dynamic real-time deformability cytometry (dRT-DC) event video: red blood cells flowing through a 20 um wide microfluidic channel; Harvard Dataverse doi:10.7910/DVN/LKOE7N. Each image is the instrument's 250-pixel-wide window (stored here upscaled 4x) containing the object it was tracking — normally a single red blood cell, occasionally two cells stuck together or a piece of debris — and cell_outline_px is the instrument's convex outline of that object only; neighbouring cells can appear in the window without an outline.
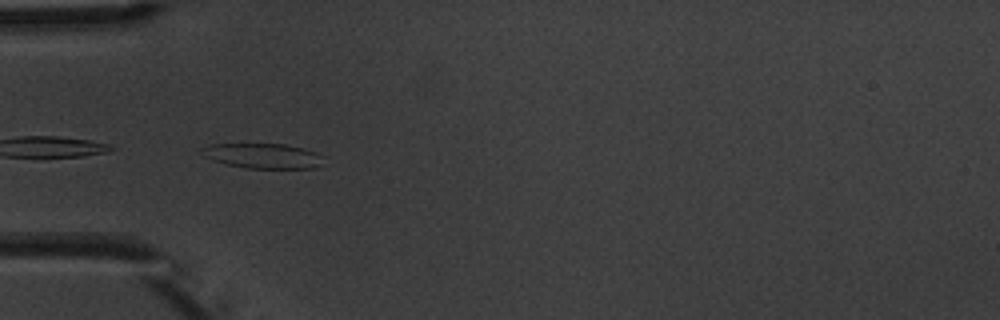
{"species": "common noctule bat (a hibernating species)", "species_latin": "Nyctalus noctula", "temperature_condition": "warm", "stored_images_in_passage": 3, "camera_frame_rate_fps": 3000, "um_per_image_px": 0.085, "animal": {"sex": "male", "body_mass_g": 20.1, "forearm_length_mm": 53.5}, "frame": {"image": 1, "passage_image": 1, "time_ms": 0.0, "image_size_px": [1000, 320], "cell_outline_px": [[324, 156], [320, 164], [316, 168], [244, 168], [224, 164], [212, 160], [204, 156], [200, 148], [208, 144], [284, 144], [304, 148], [316, 152]], "centroid_in_image_um": [22.33, 13.25], "position_along_channel_um": 62.7, "area_um2": 17.86}}
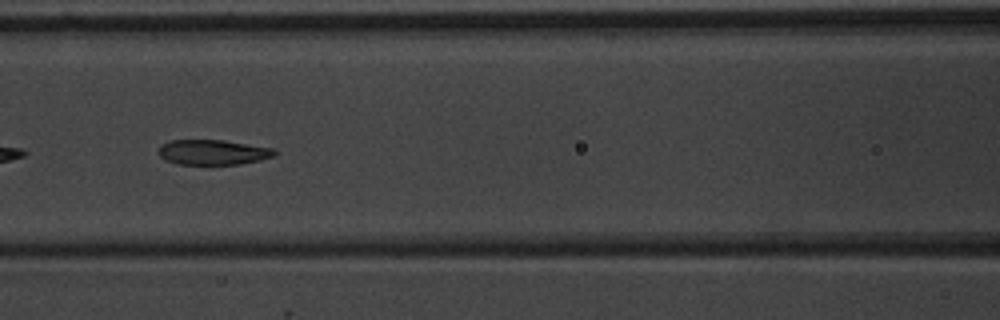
{"frame": {"image": 2, "passage_image": 3, "time_ms": 2.333, "image_size_px": [1000, 320], "cell_outline_px": [[276, 156], [260, 160], [240, 164], [180, 164], [164, 160], [160, 156], [160, 144], [168, 140], [224, 140], [272, 148], [276, 152]], "centroid_in_image_um": [18.09, 12.93], "position_along_channel_um": 148.5, "area_um2": 16.94}}